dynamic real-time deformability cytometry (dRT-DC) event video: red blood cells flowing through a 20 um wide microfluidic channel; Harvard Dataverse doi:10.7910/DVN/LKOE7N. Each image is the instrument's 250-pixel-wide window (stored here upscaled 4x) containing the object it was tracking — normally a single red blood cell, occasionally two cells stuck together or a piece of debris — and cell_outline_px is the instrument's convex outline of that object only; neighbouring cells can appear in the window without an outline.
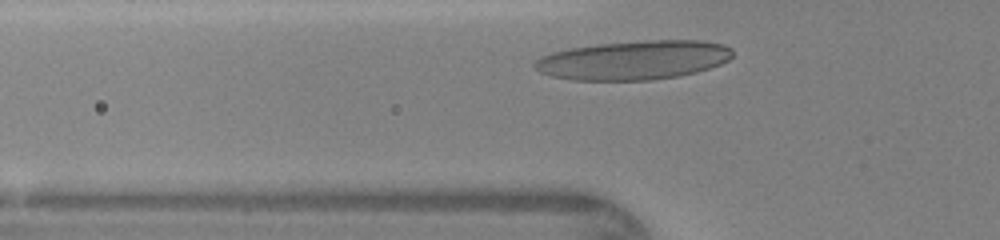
{"species": "human", "species_latin": "Homo sapiens", "temperature_condition": "warm", "stored_images_in_passage": 25, "camera_frame_rate_fps": 3000, "um_per_image_px": 0.085, "donor": {"sex": "female"}, "frame": {"image": 1, "passage_image": 3, "time_ms": 0.667, "image_size_px": [1000, 240], "cell_outline_px": [[732, 56], [728, 60], [720, 64], [696, 72], [676, 76], [652, 80], [576, 80], [552, 76], [540, 72], [532, 64], [540, 56], [552, 52], [568, 48], [596, 44], [648, 40], [700, 40], [724, 44], [732, 48]], "centroid_in_image_um": [53.85, 5.1], "position_along_channel_um": 71.9, "area_um2": 45.08}}
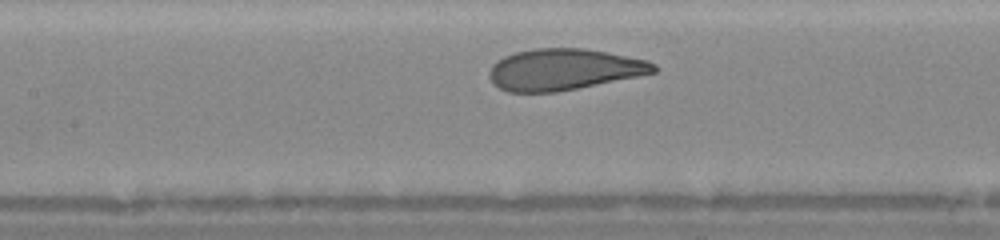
{"frame": {"image": 2, "passage_image": 9, "time_ms": 2.667, "image_size_px": [1000, 240], "cell_outline_px": [[656, 72], [556, 92], [508, 92], [492, 84], [488, 76], [488, 72], [492, 64], [496, 60], [504, 56], [516, 52], [532, 48], [584, 48], [608, 52], [648, 60], [656, 64]], "centroid_in_image_um": [47.87, 5.89], "position_along_channel_um": 159.5, "area_um2": 39.59}}
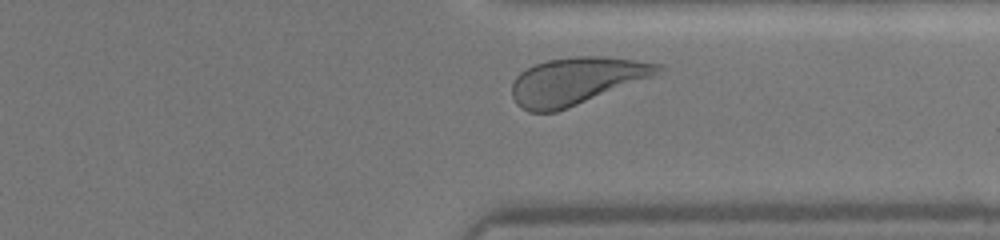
{"frame": {"image": 3, "passage_image": 23, "time_ms": 7.333, "image_size_px": [1000, 240], "cell_outline_px": [[664, 68], [660, 76], [568, 108], [556, 112], [528, 112], [520, 108], [516, 104], [512, 96], [512, 84], [516, 76], [520, 72], [536, 64], [548, 60], [576, 56], [600, 56], [636, 60], [664, 64]], "centroid_in_image_um": [49.08, 6.89], "position_along_channel_um": 362.3, "area_um2": 40.98}}